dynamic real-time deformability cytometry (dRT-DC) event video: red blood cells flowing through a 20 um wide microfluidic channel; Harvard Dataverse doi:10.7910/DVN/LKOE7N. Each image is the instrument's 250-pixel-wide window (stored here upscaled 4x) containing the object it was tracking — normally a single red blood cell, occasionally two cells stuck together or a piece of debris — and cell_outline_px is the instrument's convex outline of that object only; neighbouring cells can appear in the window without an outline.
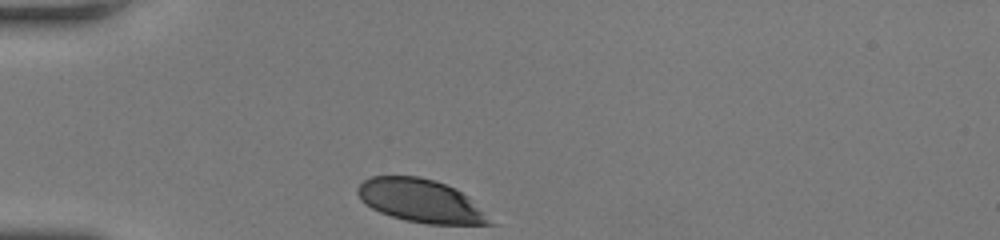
{"species": "human", "species_latin": "Homo sapiens", "temperature_condition": "room temperature", "stored_images_in_passage": 30, "camera_frame_rate_fps": 3000, "um_per_image_px": 0.085, "donor": {"sex": "female"}, "frame": {"image": 1, "passage_image": 1, "time_ms": 0.0, "image_size_px": [1000, 240], "cell_outline_px": [[500, 224], [428, 224], [404, 220], [380, 212], [364, 204], [360, 200], [356, 192], [356, 188], [364, 180], [372, 176], [420, 176], [456, 188], [468, 196]], "centroid_in_image_um": [35.8, 17.08], "position_along_channel_um": 49.2, "area_um2": 33.52}}
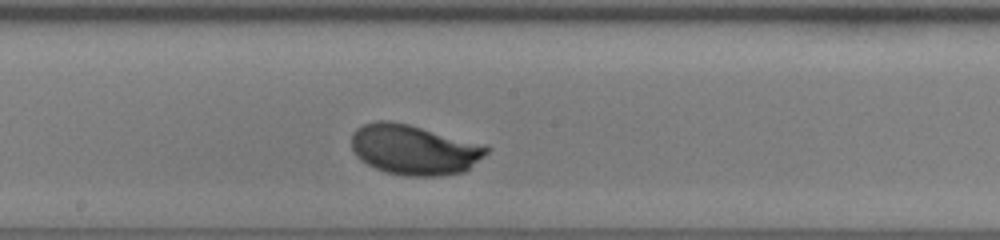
{"frame": {"image": 2, "passage_image": 16, "time_ms": 5.0, "image_size_px": [1000, 240], "cell_outline_px": [[488, 152], [484, 156], [464, 172], [440, 176], [408, 176], [388, 172], [376, 168], [360, 160], [356, 156], [352, 148], [352, 132], [356, 128], [364, 124], [376, 120], [392, 120], [408, 124], [488, 148]], "centroid_in_image_um": [35.1, 12.73], "position_along_channel_um": 213.1, "area_um2": 38.61}}
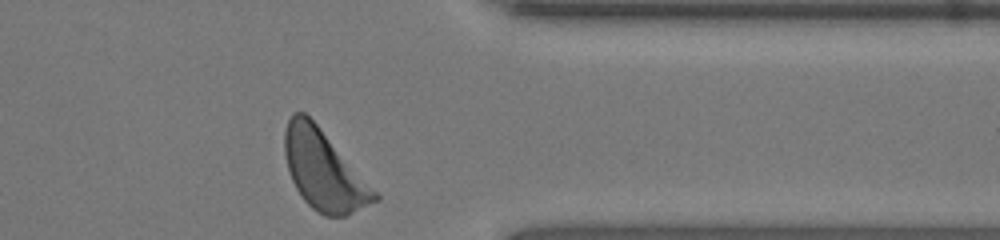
{"frame": {"image": 3, "passage_image": 30, "time_ms": 9.667, "image_size_px": [1000, 240], "cell_outline_px": [[380, 200], [344, 216], [324, 216], [312, 208], [304, 200], [296, 188], [292, 180], [288, 168], [284, 152], [284, 132], [288, 120], [292, 112], [304, 112], [316, 124], [380, 196]], "centroid_in_image_um": [27.49, 14.49], "position_along_channel_um": 383.9, "area_um2": 40.75}, "authors_computed_cell_mechanics": {"area_um2": 38.0613, "velocity_mm_per_s": 3.8095, "shape_relaxation_time_tau1_ms": 2.0395, "shape_relaxation_time_tau2_ms": null, "deformation_change_tau1": 0.1276, "deformation_change_tau2": null}}